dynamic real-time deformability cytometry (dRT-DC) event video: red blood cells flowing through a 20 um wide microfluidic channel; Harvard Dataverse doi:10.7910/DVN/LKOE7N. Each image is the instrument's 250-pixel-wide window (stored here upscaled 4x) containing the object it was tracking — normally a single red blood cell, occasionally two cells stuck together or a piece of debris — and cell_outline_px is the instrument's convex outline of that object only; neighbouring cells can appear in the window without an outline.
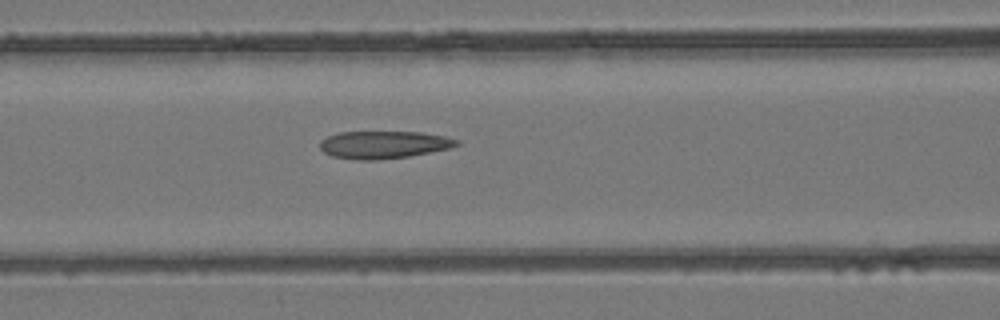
{"species": "common noctule bat (a hibernating species)", "species_latin": "Nyctalus noctula", "temperature_condition": "room temperature", "stored_images_in_passage": 6, "camera_frame_rate_fps": 3000, "um_per_image_px": 0.085, "animal": {"sex": "female", "body_mass_g": 24.6, "forearm_length_mm": 56.2}, "frame": {"image": 1, "passage_image": 6, "time_ms": 6.667, "image_size_px": [1000, 320], "cell_outline_px": [[460, 144], [452, 148], [408, 156], [376, 160], [360, 160], [332, 156], [324, 152], [320, 148], [320, 140], [336, 132], [420, 132], [444, 136], [460, 140]], "centroid_in_image_um": [32.62, 12.29], "position_along_channel_um": 134.0, "area_um2": 21.96}}